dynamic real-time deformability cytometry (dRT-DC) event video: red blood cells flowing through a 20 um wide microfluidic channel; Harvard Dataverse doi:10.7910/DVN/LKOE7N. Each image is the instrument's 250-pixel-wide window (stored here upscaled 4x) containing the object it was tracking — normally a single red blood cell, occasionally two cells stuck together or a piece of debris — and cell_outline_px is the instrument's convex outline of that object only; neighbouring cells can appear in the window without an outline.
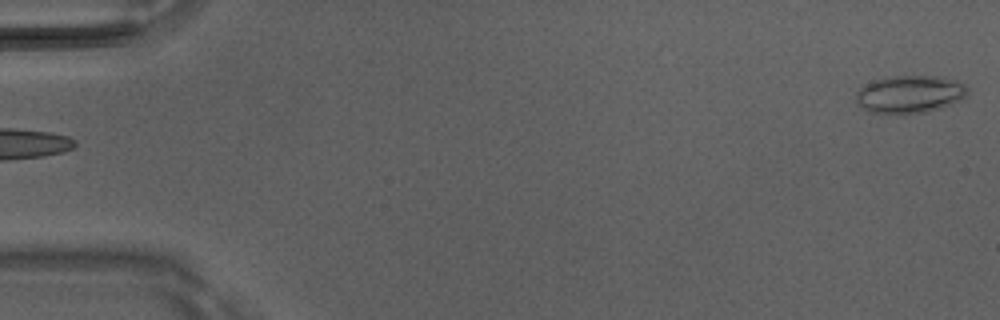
{"species": "Egyptian fruit bat (a non-hibernating species)", "species_latin": "Rousettus aegyptiacus", "temperature_condition": "room temperature", "stored_images_in_passage": 5, "camera_frame_rate_fps": 3000, "um_per_image_px": 0.085, "animal": {"sex": "male"}, "frame": {"image": 1, "passage_image": 1, "time_ms": 0.0, "image_size_px": [1000, 320], "cell_outline_px": [[968, 92], [960, 100], [940, 108], [928, 112], [904, 116], [896, 116], [868, 112], [856, 100], [856, 96], [860, 88], [864, 84], [884, 76], [940, 76], [956, 80], [964, 84], [968, 88]], "centroid_in_image_um": [77.31, 8.04], "position_along_channel_um": 7.7, "area_um2": 25.14}}